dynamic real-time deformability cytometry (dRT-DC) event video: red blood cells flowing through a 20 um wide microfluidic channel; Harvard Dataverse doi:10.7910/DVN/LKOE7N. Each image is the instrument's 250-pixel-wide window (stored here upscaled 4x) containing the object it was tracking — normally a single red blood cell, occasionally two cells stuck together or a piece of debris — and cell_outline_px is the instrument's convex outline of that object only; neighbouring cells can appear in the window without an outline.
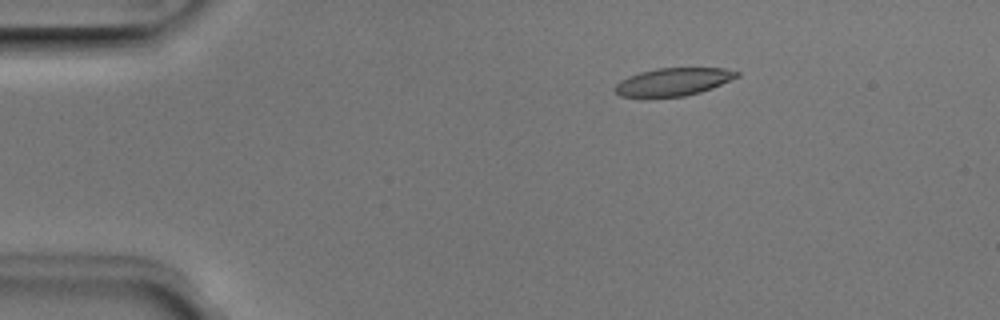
{"species": "Egyptian fruit bat (a non-hibernating species)", "species_latin": "Rousettus aegyptiacus", "temperature_condition": "room temperature", "stored_images_in_passage": 4, "camera_frame_rate_fps": 3000, "um_per_image_px": 0.085, "animal": {"sex": "male"}, "frame": {"image": 1, "passage_image": 3, "time_ms": 0.667, "image_size_px": [1000, 320], "cell_outline_px": [[740, 76], [712, 88], [700, 92], [684, 96], [620, 96], [612, 88], [620, 80], [628, 76], [640, 72], [656, 68], [724, 68], [740, 72]], "centroid_in_image_um": [57.24, 6.94], "position_along_channel_um": 27.8, "area_um2": 19.59}}